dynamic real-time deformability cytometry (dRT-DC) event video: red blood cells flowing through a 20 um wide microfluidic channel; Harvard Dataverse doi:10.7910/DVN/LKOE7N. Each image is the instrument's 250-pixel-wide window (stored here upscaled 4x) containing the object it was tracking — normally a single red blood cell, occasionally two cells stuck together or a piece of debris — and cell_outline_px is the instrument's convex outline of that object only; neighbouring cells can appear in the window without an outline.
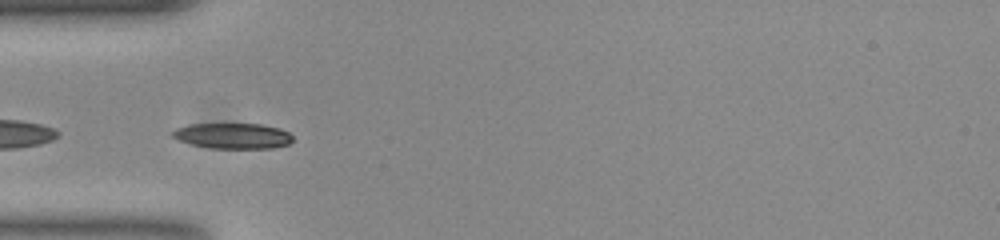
{"species": "common noctule bat (a hibernating species)", "species_latin": "Nyctalus noctula", "temperature_condition": "room temperature", "stored_images_in_passage": 41, "camera_frame_rate_fps": 3000, "um_per_image_px": 0.085, "animal": {"sex": "female", "body_mass_g": 23.0, "forearm_length_mm": 53.4}, "frame": {"image": 1, "passage_image": 4, "time_ms": 1.0, "image_size_px": [1000, 240], "cell_outline_px": [[292, 140], [288, 144], [272, 148], [212, 148], [192, 144], [176, 140], [172, 136], [172, 132], [176, 128], [192, 124], [260, 124], [280, 128], [288, 132], [292, 136]], "centroid_in_image_um": [19.78, 11.55], "position_along_channel_um": 65.2, "area_um2": 17.8}}
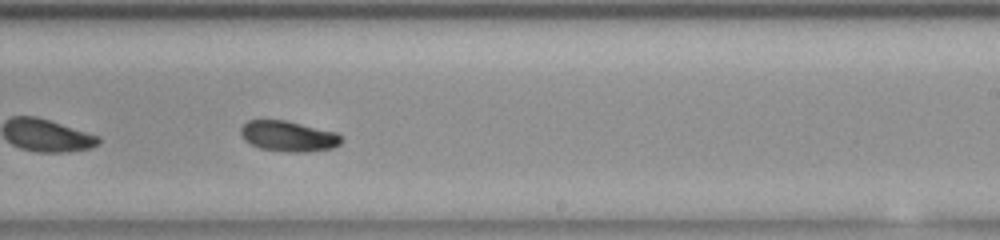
{"frame": {"image": 2, "passage_image": 20, "time_ms": 6.333, "image_size_px": [1000, 240], "cell_outline_px": [[344, 140], [340, 144], [332, 148], [308, 152], [288, 152], [260, 148], [248, 144], [244, 140], [240, 132], [240, 128], [248, 120], [284, 120], [336, 132]], "centroid_in_image_um": [24.5, 11.58], "position_along_channel_um": 264.5, "area_um2": 17.98}}
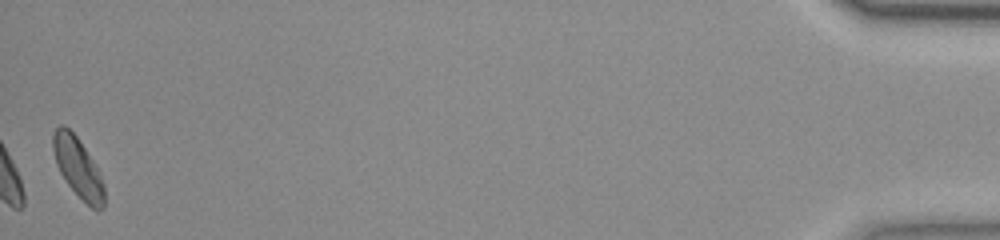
{"frame": {"image": 3, "passage_image": 41, "time_ms": 13.333, "image_size_px": [1000, 240], "cell_outline_px": [[104, 208], [96, 212], [68, 184], [60, 172], [56, 164], [52, 148], [52, 136], [56, 128], [60, 124], [64, 124], [76, 136], [100, 172], [104, 184]], "centroid_in_image_um": [6.63, 14.24], "position_along_channel_um": 428.6, "area_um2": 17.69}, "authors_computed_cell_mechanics": {"area_um2": 17.8024, "velocity_mm_per_s": 3.7451, "shape_relaxation_time_tau1_ms": 4.8353, "shape_relaxation_time_tau2_ms": 7.1445, "deformation_change_tau1": 0.1161, "deformation_change_tau2": 0.0936}}